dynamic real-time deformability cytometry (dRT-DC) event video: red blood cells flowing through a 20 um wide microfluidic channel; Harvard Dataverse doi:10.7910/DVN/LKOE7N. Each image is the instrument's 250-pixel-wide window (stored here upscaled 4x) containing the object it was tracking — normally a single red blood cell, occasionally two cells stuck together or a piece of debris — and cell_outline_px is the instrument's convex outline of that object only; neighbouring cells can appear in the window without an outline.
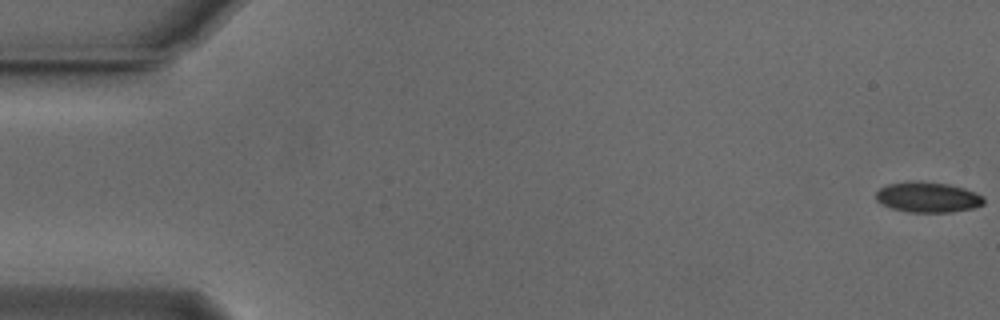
{"species": "Egyptian fruit bat (a non-hibernating species)", "species_latin": "Rousettus aegyptiacus", "temperature_condition": "cold", "stored_images_in_passage": 26, "camera_frame_rate_fps": 3000, "um_per_image_px": 0.085, "animal": {"sex": "male"}, "frame": {"image": 1, "passage_image": 1, "time_ms": 0.0, "image_size_px": [1000, 320], "cell_outline_px": [[984, 204], [972, 208], [952, 212], [908, 212], [892, 208], [876, 200], [876, 192], [880, 188], [888, 184], [908, 180], [916, 180], [948, 184], [964, 188], [976, 192], [984, 196]], "centroid_in_image_um": [78.87, 16.74], "position_along_channel_um": 6.1, "area_um2": 19.25}}
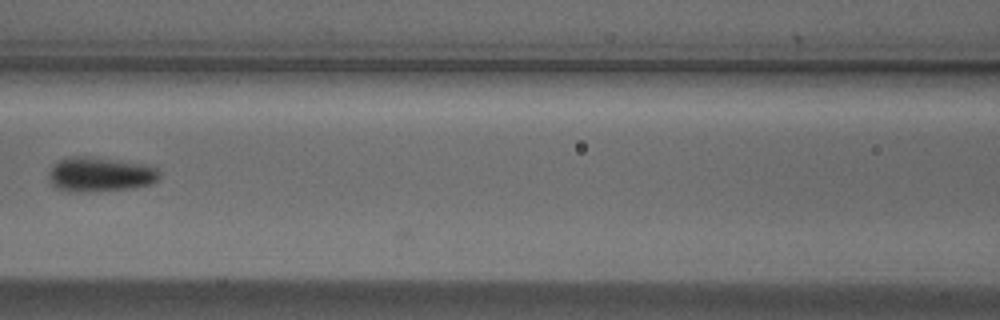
{"frame": {"image": 2, "passage_image": 25, "time_ms": 8.0, "image_size_px": [1000, 320], "cell_outline_px": [[160, 176], [152, 184], [132, 188], [76, 192], [68, 192], [56, 188], [52, 184], [48, 176], [48, 172], [52, 164], [68, 156], [88, 156], [148, 164], [156, 168], [160, 172]], "centroid_in_image_um": [8.49, 14.81], "position_along_channel_um": 158.1, "area_um2": 22.54}}